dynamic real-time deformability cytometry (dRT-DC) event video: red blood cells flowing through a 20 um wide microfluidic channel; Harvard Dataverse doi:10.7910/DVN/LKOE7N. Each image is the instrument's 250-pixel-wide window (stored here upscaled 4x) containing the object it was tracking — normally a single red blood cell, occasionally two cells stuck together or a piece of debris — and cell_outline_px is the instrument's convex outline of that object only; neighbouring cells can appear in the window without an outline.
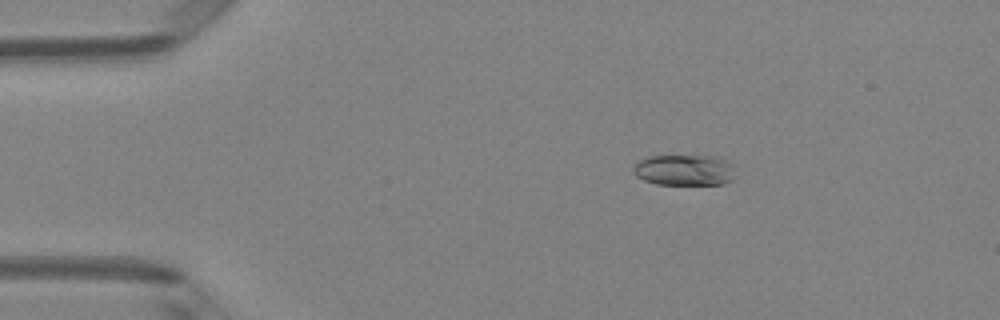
{"species": "Egyptian fruit bat (a non-hibernating species)", "species_latin": "Rousettus aegyptiacus", "temperature_condition": "room temperature", "stored_images_in_passage": 5, "camera_frame_rate_fps": 3000, "um_per_image_px": 0.085, "animal": {"sex": "female"}, "frame": {"image": 1, "passage_image": 1, "time_ms": 0.0, "image_size_px": [1000, 320], "cell_outline_px": [[732, 180], [724, 184], [656, 184], [644, 180], [636, 176], [632, 172], [632, 164], [636, 160], [648, 156], [720, 156], [732, 164]], "centroid_in_image_um": [58.1, 14.44], "position_along_channel_um": 26.9, "area_um2": 18.61}}
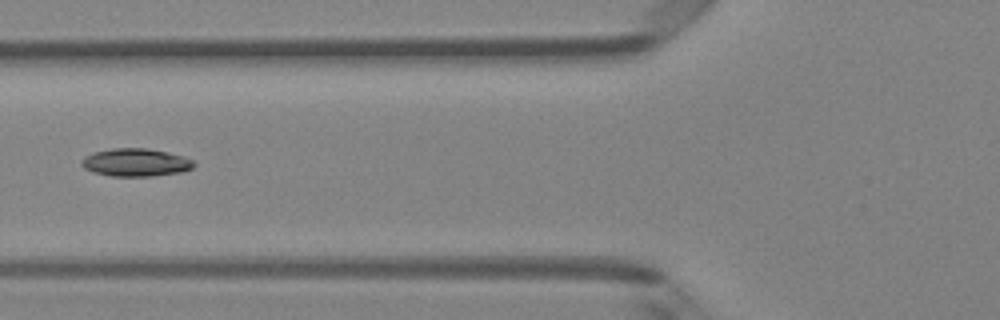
{"frame": {"image": 2, "passage_image": 4, "time_ms": 1.0, "image_size_px": [1000, 320], "cell_outline_px": [[196, 164], [192, 168], [184, 172], [152, 176], [112, 176], [92, 172], [84, 168], [80, 164], [80, 160], [84, 156], [92, 152], [112, 148], [148, 148], [168, 152], [184, 156], [196, 160]], "centroid_in_image_um": [11.55, 13.8], "position_along_channel_um": 114.2, "area_um2": 18.67}}
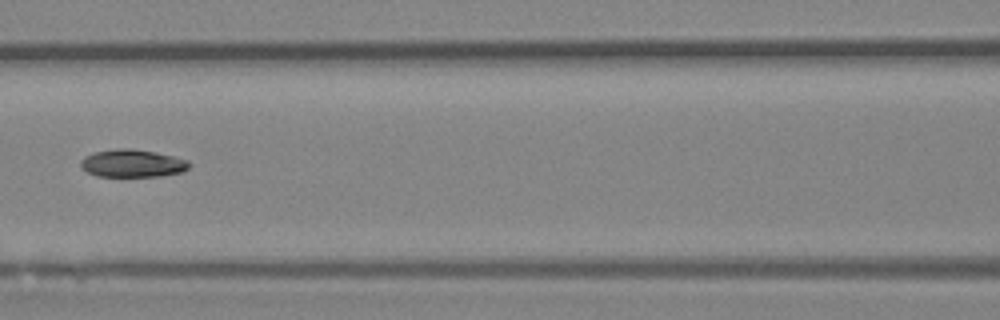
{"frame": {"image": 3, "passage_image": 5, "time_ms": 1.333, "image_size_px": [1000, 320], "cell_outline_px": [[192, 164], [184, 172], [160, 176], [96, 176], [88, 172], [80, 164], [80, 160], [84, 156], [96, 152], [120, 148], [124, 148], [156, 152], [188, 160]], "centroid_in_image_um": [11.29, 13.89], "position_along_channel_um": 155.3, "area_um2": 17.4}}